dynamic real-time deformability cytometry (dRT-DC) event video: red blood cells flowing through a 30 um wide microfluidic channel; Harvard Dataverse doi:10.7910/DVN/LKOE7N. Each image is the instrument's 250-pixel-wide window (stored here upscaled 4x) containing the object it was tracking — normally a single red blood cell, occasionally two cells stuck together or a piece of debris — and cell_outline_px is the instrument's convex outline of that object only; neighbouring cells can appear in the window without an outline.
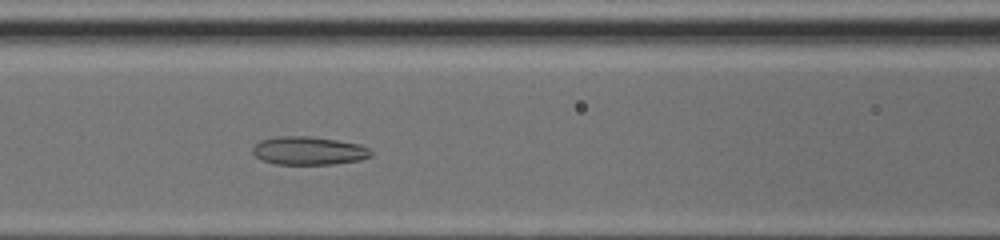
{"species": "common noctule bat (a hibernating species)", "species_latin": "Nyctalus noctula", "temperature_condition": "cold", "stored_images_in_passage": 38, "camera_frame_rate_fps": 3000, "um_per_image_px": 0.085, "animal": {"sex": "female", "body_mass_g": 17.0, "forearm_length_mm": 48.0}, "frame": {"image": 1, "passage_image": 17, "time_ms": 5.333, "image_size_px": [1000, 240], "cell_outline_px": [[372, 156], [360, 160], [332, 164], [276, 164], [260, 160], [252, 152], [252, 148], [260, 140], [276, 136], [308, 136], [336, 140], [360, 144], [368, 148], [372, 152]], "centroid_in_image_um": [26.22, 12.81], "position_along_channel_um": 140.4, "area_um2": 19.54}}
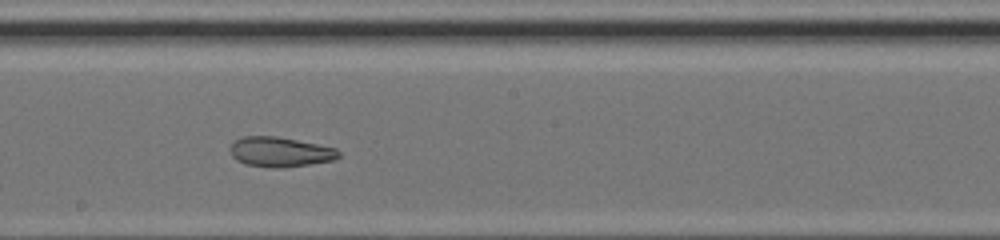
{"frame": {"image": 2, "passage_image": 23, "time_ms": 7.333, "image_size_px": [1000, 240], "cell_outline_px": [[340, 156], [332, 160], [308, 164], [280, 168], [272, 168], [244, 164], [236, 160], [232, 156], [232, 140], [240, 136], [276, 136], [336, 148], [340, 152]], "centroid_in_image_um": [23.77, 12.91], "position_along_channel_um": 224.4, "area_um2": 18.79}}
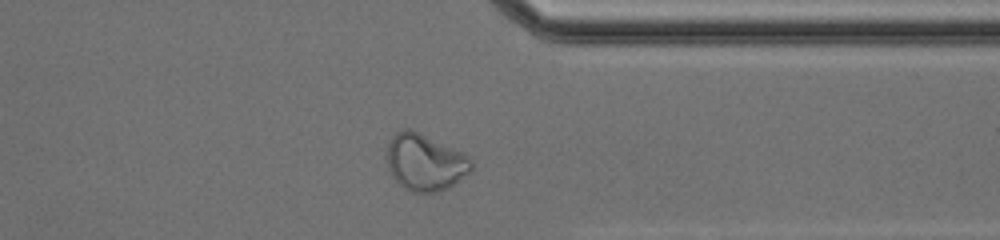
{"frame": {"image": 3, "passage_image": 34, "time_ms": 11.0, "image_size_px": [1000, 240], "cell_outline_px": [[472, 172], [448, 188], [436, 192], [412, 192], [404, 188], [392, 176], [388, 168], [388, 140], [396, 132], [404, 128], [408, 128], [464, 152], [472, 160]], "centroid_in_image_um": [36.15, 13.8], "position_along_channel_um": 375.2, "area_um2": 27.98}, "authors_computed_cell_mechanics": {"area_um2": 21.8773, "velocity_mm_per_s": 4.2134, "shape_relaxation_time_tau1_ms": null, "shape_relaxation_time_tau2_ms": 1.6915, "deformation_change_tau1": null, "deformation_change_tau2": 0.0842}}